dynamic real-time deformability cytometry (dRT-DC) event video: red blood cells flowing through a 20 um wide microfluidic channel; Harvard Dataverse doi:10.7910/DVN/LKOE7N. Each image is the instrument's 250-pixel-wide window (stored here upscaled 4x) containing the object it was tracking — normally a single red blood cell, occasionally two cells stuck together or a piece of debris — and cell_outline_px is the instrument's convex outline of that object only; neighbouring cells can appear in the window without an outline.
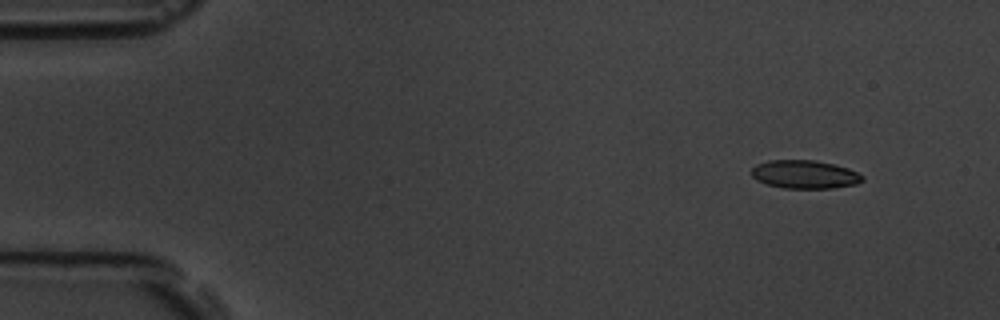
{"species": "common noctule bat (a hibernating species)", "species_latin": "Nyctalus noctula", "temperature_condition": "room temperature", "stored_images_in_passage": 8, "camera_frame_rate_fps": 3000, "um_per_image_px": 0.085, "animal": {"sex": "male", "body_mass_g": 19.5, "forearm_length_mm": 54.6}, "frame": {"image": 1, "passage_image": 2, "time_ms": 1.333, "image_size_px": [1000, 320], "cell_outline_px": [[864, 180], [856, 184], [832, 188], [784, 188], [768, 184], [756, 180], [752, 176], [752, 168], [756, 164], [768, 160], [816, 160], [848, 168], [864, 176]], "centroid_in_image_um": [68.39, 14.82], "position_along_channel_um": 16.6, "area_um2": 18.26}}
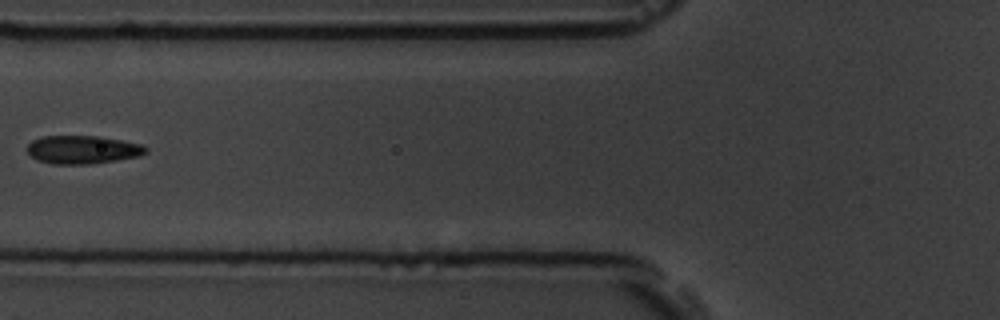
{"frame": {"image": 2, "passage_image": 7, "time_ms": 7.0, "image_size_px": [1000, 320], "cell_outline_px": [[148, 152], [140, 156], [116, 160], [88, 164], [52, 164], [36, 160], [28, 152], [28, 144], [32, 140], [44, 136], [100, 136], [140, 144], [148, 148]], "centroid_in_image_um": [7.03, 12.72], "position_along_channel_um": 118.8, "area_um2": 19.48}}
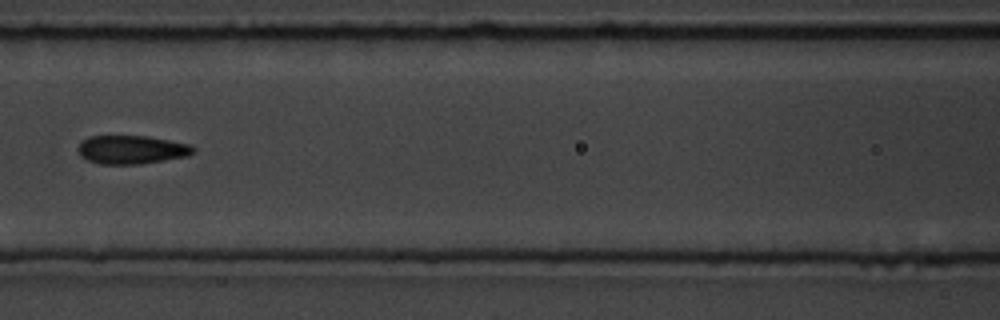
{"frame": {"image": 3, "passage_image": 8, "time_ms": 8.0, "image_size_px": [1000, 320], "cell_outline_px": [[196, 152], [188, 156], [140, 164], [100, 164], [88, 160], [80, 156], [76, 148], [84, 140], [92, 136], [148, 136], [188, 144], [196, 148]], "centroid_in_image_um": [11.2, 12.73], "position_along_channel_um": 155.4, "area_um2": 19.13}}